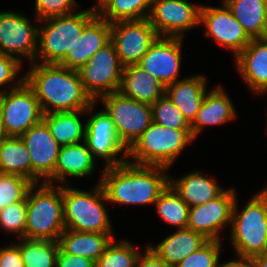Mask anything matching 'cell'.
<instances>
[{"label":"cell","mask_w":267,"mask_h":267,"mask_svg":"<svg viewBox=\"0 0 267 267\" xmlns=\"http://www.w3.org/2000/svg\"><path fill=\"white\" fill-rule=\"evenodd\" d=\"M29 70L25 81L35 92L43 114L86 110L94 103L84 90L78 70L46 63H35Z\"/></svg>","instance_id":"1"},{"label":"cell","mask_w":267,"mask_h":267,"mask_svg":"<svg viewBox=\"0 0 267 267\" xmlns=\"http://www.w3.org/2000/svg\"><path fill=\"white\" fill-rule=\"evenodd\" d=\"M161 166H142L127 162L105 167L100 184L107 201L118 204L154 203L169 185L170 177ZM166 175V176H165Z\"/></svg>","instance_id":"2"},{"label":"cell","mask_w":267,"mask_h":267,"mask_svg":"<svg viewBox=\"0 0 267 267\" xmlns=\"http://www.w3.org/2000/svg\"><path fill=\"white\" fill-rule=\"evenodd\" d=\"M36 185L33 183L26 194L25 238L58 241L65 230L62 185L56 189L43 182L34 190Z\"/></svg>","instance_id":"3"},{"label":"cell","mask_w":267,"mask_h":267,"mask_svg":"<svg viewBox=\"0 0 267 267\" xmlns=\"http://www.w3.org/2000/svg\"><path fill=\"white\" fill-rule=\"evenodd\" d=\"M96 15L97 10L94 6L76 14L70 13L41 20L46 24L38 32L39 47L35 60L40 58L41 63L59 64L80 38L84 27Z\"/></svg>","instance_id":"4"},{"label":"cell","mask_w":267,"mask_h":267,"mask_svg":"<svg viewBox=\"0 0 267 267\" xmlns=\"http://www.w3.org/2000/svg\"><path fill=\"white\" fill-rule=\"evenodd\" d=\"M193 140L191 130L170 129L152 122L127 150V157L135 159V165L169 168Z\"/></svg>","instance_id":"5"},{"label":"cell","mask_w":267,"mask_h":267,"mask_svg":"<svg viewBox=\"0 0 267 267\" xmlns=\"http://www.w3.org/2000/svg\"><path fill=\"white\" fill-rule=\"evenodd\" d=\"M235 199L231 220V237L237 255L254 257L267 254V195L261 191L242 212Z\"/></svg>","instance_id":"6"},{"label":"cell","mask_w":267,"mask_h":267,"mask_svg":"<svg viewBox=\"0 0 267 267\" xmlns=\"http://www.w3.org/2000/svg\"><path fill=\"white\" fill-rule=\"evenodd\" d=\"M65 229L79 232L112 233L103 200H107L99 183L91 192L62 186Z\"/></svg>","instance_id":"7"},{"label":"cell","mask_w":267,"mask_h":267,"mask_svg":"<svg viewBox=\"0 0 267 267\" xmlns=\"http://www.w3.org/2000/svg\"><path fill=\"white\" fill-rule=\"evenodd\" d=\"M101 101L127 150L153 122L150 104L128 98L119 91L102 96Z\"/></svg>","instance_id":"8"},{"label":"cell","mask_w":267,"mask_h":267,"mask_svg":"<svg viewBox=\"0 0 267 267\" xmlns=\"http://www.w3.org/2000/svg\"><path fill=\"white\" fill-rule=\"evenodd\" d=\"M8 93L0 94L3 125L7 136L20 137L43 119V112L33 89L25 77Z\"/></svg>","instance_id":"9"},{"label":"cell","mask_w":267,"mask_h":267,"mask_svg":"<svg viewBox=\"0 0 267 267\" xmlns=\"http://www.w3.org/2000/svg\"><path fill=\"white\" fill-rule=\"evenodd\" d=\"M123 69L115 46L110 41L78 71L85 92L97 102V98L119 91Z\"/></svg>","instance_id":"10"},{"label":"cell","mask_w":267,"mask_h":267,"mask_svg":"<svg viewBox=\"0 0 267 267\" xmlns=\"http://www.w3.org/2000/svg\"><path fill=\"white\" fill-rule=\"evenodd\" d=\"M158 37L148 18L111 24V41L124 67L138 64Z\"/></svg>","instance_id":"11"},{"label":"cell","mask_w":267,"mask_h":267,"mask_svg":"<svg viewBox=\"0 0 267 267\" xmlns=\"http://www.w3.org/2000/svg\"><path fill=\"white\" fill-rule=\"evenodd\" d=\"M20 137L31 158V183L37 184L41 177L45 179L44 182L53 184L51 182L55 181V167L61 146L51 135L46 123L41 120Z\"/></svg>","instance_id":"12"},{"label":"cell","mask_w":267,"mask_h":267,"mask_svg":"<svg viewBox=\"0 0 267 267\" xmlns=\"http://www.w3.org/2000/svg\"><path fill=\"white\" fill-rule=\"evenodd\" d=\"M201 6L185 0H153L148 20L159 37H180L199 25Z\"/></svg>","instance_id":"13"},{"label":"cell","mask_w":267,"mask_h":267,"mask_svg":"<svg viewBox=\"0 0 267 267\" xmlns=\"http://www.w3.org/2000/svg\"><path fill=\"white\" fill-rule=\"evenodd\" d=\"M39 28L19 13L0 12V54L12 56L18 60L25 56L35 63ZM16 54V55H15Z\"/></svg>","instance_id":"14"},{"label":"cell","mask_w":267,"mask_h":267,"mask_svg":"<svg viewBox=\"0 0 267 267\" xmlns=\"http://www.w3.org/2000/svg\"><path fill=\"white\" fill-rule=\"evenodd\" d=\"M206 25L205 35L233 50L236 57L251 41L242 25L224 3L222 8L201 5L200 21Z\"/></svg>","instance_id":"15"},{"label":"cell","mask_w":267,"mask_h":267,"mask_svg":"<svg viewBox=\"0 0 267 267\" xmlns=\"http://www.w3.org/2000/svg\"><path fill=\"white\" fill-rule=\"evenodd\" d=\"M235 199L232 188L225 190L214 200L191 207L187 228L203 234L209 240L221 241L218 233L224 225L231 224Z\"/></svg>","instance_id":"16"},{"label":"cell","mask_w":267,"mask_h":267,"mask_svg":"<svg viewBox=\"0 0 267 267\" xmlns=\"http://www.w3.org/2000/svg\"><path fill=\"white\" fill-rule=\"evenodd\" d=\"M92 156L105 158L106 167L117 166L127 162L116 156L124 149V156L127 157V149L121 143L112 118L106 111H99L89 117L86 122L85 140Z\"/></svg>","instance_id":"17"},{"label":"cell","mask_w":267,"mask_h":267,"mask_svg":"<svg viewBox=\"0 0 267 267\" xmlns=\"http://www.w3.org/2000/svg\"><path fill=\"white\" fill-rule=\"evenodd\" d=\"M182 40L180 37H158L138 65L165 86L179 81Z\"/></svg>","instance_id":"18"},{"label":"cell","mask_w":267,"mask_h":267,"mask_svg":"<svg viewBox=\"0 0 267 267\" xmlns=\"http://www.w3.org/2000/svg\"><path fill=\"white\" fill-rule=\"evenodd\" d=\"M111 41V24L98 14L84 27L82 35L59 63L79 70L103 46Z\"/></svg>","instance_id":"19"},{"label":"cell","mask_w":267,"mask_h":267,"mask_svg":"<svg viewBox=\"0 0 267 267\" xmlns=\"http://www.w3.org/2000/svg\"><path fill=\"white\" fill-rule=\"evenodd\" d=\"M239 73L249 87L258 93L267 91V38L251 39L235 57Z\"/></svg>","instance_id":"20"},{"label":"cell","mask_w":267,"mask_h":267,"mask_svg":"<svg viewBox=\"0 0 267 267\" xmlns=\"http://www.w3.org/2000/svg\"><path fill=\"white\" fill-rule=\"evenodd\" d=\"M119 92L146 104H154L166 92V86L138 64L125 66Z\"/></svg>","instance_id":"21"},{"label":"cell","mask_w":267,"mask_h":267,"mask_svg":"<svg viewBox=\"0 0 267 267\" xmlns=\"http://www.w3.org/2000/svg\"><path fill=\"white\" fill-rule=\"evenodd\" d=\"M202 75L181 79L166 86L165 94L191 124L206 95V81Z\"/></svg>","instance_id":"22"},{"label":"cell","mask_w":267,"mask_h":267,"mask_svg":"<svg viewBox=\"0 0 267 267\" xmlns=\"http://www.w3.org/2000/svg\"><path fill=\"white\" fill-rule=\"evenodd\" d=\"M209 239L189 228H180L156 247L149 246L169 266L175 267L184 258L200 249Z\"/></svg>","instance_id":"23"},{"label":"cell","mask_w":267,"mask_h":267,"mask_svg":"<svg viewBox=\"0 0 267 267\" xmlns=\"http://www.w3.org/2000/svg\"><path fill=\"white\" fill-rule=\"evenodd\" d=\"M232 101L219 86L206 93L196 118L191 123L192 136L195 139L205 125H218L236 118Z\"/></svg>","instance_id":"24"},{"label":"cell","mask_w":267,"mask_h":267,"mask_svg":"<svg viewBox=\"0 0 267 267\" xmlns=\"http://www.w3.org/2000/svg\"><path fill=\"white\" fill-rule=\"evenodd\" d=\"M112 233L79 232L65 229L58 243L67 254L83 256L97 261L108 244L113 240Z\"/></svg>","instance_id":"25"},{"label":"cell","mask_w":267,"mask_h":267,"mask_svg":"<svg viewBox=\"0 0 267 267\" xmlns=\"http://www.w3.org/2000/svg\"><path fill=\"white\" fill-rule=\"evenodd\" d=\"M94 102L86 110L53 112L43 114V121L46 123L51 135L60 146L80 143L85 140L86 124L84 127L79 115L87 113L94 107ZM89 112V113H88Z\"/></svg>","instance_id":"26"},{"label":"cell","mask_w":267,"mask_h":267,"mask_svg":"<svg viewBox=\"0 0 267 267\" xmlns=\"http://www.w3.org/2000/svg\"><path fill=\"white\" fill-rule=\"evenodd\" d=\"M169 184L190 208L214 200L225 191L212 178H207L199 171L189 173L175 181L170 177Z\"/></svg>","instance_id":"27"},{"label":"cell","mask_w":267,"mask_h":267,"mask_svg":"<svg viewBox=\"0 0 267 267\" xmlns=\"http://www.w3.org/2000/svg\"><path fill=\"white\" fill-rule=\"evenodd\" d=\"M251 39L267 38V0H223Z\"/></svg>","instance_id":"28"},{"label":"cell","mask_w":267,"mask_h":267,"mask_svg":"<svg viewBox=\"0 0 267 267\" xmlns=\"http://www.w3.org/2000/svg\"><path fill=\"white\" fill-rule=\"evenodd\" d=\"M61 146L56 167L55 181H64L66 176H90L93 172L95 159L86 143Z\"/></svg>","instance_id":"29"},{"label":"cell","mask_w":267,"mask_h":267,"mask_svg":"<svg viewBox=\"0 0 267 267\" xmlns=\"http://www.w3.org/2000/svg\"><path fill=\"white\" fill-rule=\"evenodd\" d=\"M0 173L20 175L31 182V158L21 137L7 136L0 142Z\"/></svg>","instance_id":"30"},{"label":"cell","mask_w":267,"mask_h":267,"mask_svg":"<svg viewBox=\"0 0 267 267\" xmlns=\"http://www.w3.org/2000/svg\"><path fill=\"white\" fill-rule=\"evenodd\" d=\"M153 0H103L96 7L97 14L110 24L118 21L148 18Z\"/></svg>","instance_id":"31"},{"label":"cell","mask_w":267,"mask_h":267,"mask_svg":"<svg viewBox=\"0 0 267 267\" xmlns=\"http://www.w3.org/2000/svg\"><path fill=\"white\" fill-rule=\"evenodd\" d=\"M23 241V242H22ZM18 244L25 267H56L58 241L23 238Z\"/></svg>","instance_id":"32"},{"label":"cell","mask_w":267,"mask_h":267,"mask_svg":"<svg viewBox=\"0 0 267 267\" xmlns=\"http://www.w3.org/2000/svg\"><path fill=\"white\" fill-rule=\"evenodd\" d=\"M161 218L176 227L187 228L190 207L169 184L154 202Z\"/></svg>","instance_id":"33"},{"label":"cell","mask_w":267,"mask_h":267,"mask_svg":"<svg viewBox=\"0 0 267 267\" xmlns=\"http://www.w3.org/2000/svg\"><path fill=\"white\" fill-rule=\"evenodd\" d=\"M108 244L95 267H136L140 253L128 241Z\"/></svg>","instance_id":"34"},{"label":"cell","mask_w":267,"mask_h":267,"mask_svg":"<svg viewBox=\"0 0 267 267\" xmlns=\"http://www.w3.org/2000/svg\"><path fill=\"white\" fill-rule=\"evenodd\" d=\"M151 107L153 122L156 124L170 129L191 130V124L166 94Z\"/></svg>","instance_id":"35"},{"label":"cell","mask_w":267,"mask_h":267,"mask_svg":"<svg viewBox=\"0 0 267 267\" xmlns=\"http://www.w3.org/2000/svg\"><path fill=\"white\" fill-rule=\"evenodd\" d=\"M32 183L20 175L0 173V210L21 201Z\"/></svg>","instance_id":"36"},{"label":"cell","mask_w":267,"mask_h":267,"mask_svg":"<svg viewBox=\"0 0 267 267\" xmlns=\"http://www.w3.org/2000/svg\"><path fill=\"white\" fill-rule=\"evenodd\" d=\"M27 205L26 196L16 203L10 204L0 210V226L7 232H14L20 236V239L25 238Z\"/></svg>","instance_id":"37"},{"label":"cell","mask_w":267,"mask_h":267,"mask_svg":"<svg viewBox=\"0 0 267 267\" xmlns=\"http://www.w3.org/2000/svg\"><path fill=\"white\" fill-rule=\"evenodd\" d=\"M221 241L209 240L175 267H218Z\"/></svg>","instance_id":"38"},{"label":"cell","mask_w":267,"mask_h":267,"mask_svg":"<svg viewBox=\"0 0 267 267\" xmlns=\"http://www.w3.org/2000/svg\"><path fill=\"white\" fill-rule=\"evenodd\" d=\"M76 6L75 0H35L36 20L73 13Z\"/></svg>","instance_id":"39"},{"label":"cell","mask_w":267,"mask_h":267,"mask_svg":"<svg viewBox=\"0 0 267 267\" xmlns=\"http://www.w3.org/2000/svg\"><path fill=\"white\" fill-rule=\"evenodd\" d=\"M21 61L12 57L0 54V86L13 82L19 72ZM3 91H0V94Z\"/></svg>","instance_id":"40"},{"label":"cell","mask_w":267,"mask_h":267,"mask_svg":"<svg viewBox=\"0 0 267 267\" xmlns=\"http://www.w3.org/2000/svg\"><path fill=\"white\" fill-rule=\"evenodd\" d=\"M96 262L83 257L72 254L65 253L61 248H59L56 267H95Z\"/></svg>","instance_id":"41"},{"label":"cell","mask_w":267,"mask_h":267,"mask_svg":"<svg viewBox=\"0 0 267 267\" xmlns=\"http://www.w3.org/2000/svg\"><path fill=\"white\" fill-rule=\"evenodd\" d=\"M0 267H25L18 245L0 249Z\"/></svg>","instance_id":"42"},{"label":"cell","mask_w":267,"mask_h":267,"mask_svg":"<svg viewBox=\"0 0 267 267\" xmlns=\"http://www.w3.org/2000/svg\"><path fill=\"white\" fill-rule=\"evenodd\" d=\"M136 267H171L164 260H161L155 252L147 246L145 255L141 254L137 260Z\"/></svg>","instance_id":"43"},{"label":"cell","mask_w":267,"mask_h":267,"mask_svg":"<svg viewBox=\"0 0 267 267\" xmlns=\"http://www.w3.org/2000/svg\"><path fill=\"white\" fill-rule=\"evenodd\" d=\"M238 256L237 260L225 262V264H218V267H252V257Z\"/></svg>","instance_id":"44"},{"label":"cell","mask_w":267,"mask_h":267,"mask_svg":"<svg viewBox=\"0 0 267 267\" xmlns=\"http://www.w3.org/2000/svg\"><path fill=\"white\" fill-rule=\"evenodd\" d=\"M252 267H267V254L252 257Z\"/></svg>","instance_id":"45"},{"label":"cell","mask_w":267,"mask_h":267,"mask_svg":"<svg viewBox=\"0 0 267 267\" xmlns=\"http://www.w3.org/2000/svg\"><path fill=\"white\" fill-rule=\"evenodd\" d=\"M6 132L3 125V115H2V106H1V100H0V142L6 138Z\"/></svg>","instance_id":"46"},{"label":"cell","mask_w":267,"mask_h":267,"mask_svg":"<svg viewBox=\"0 0 267 267\" xmlns=\"http://www.w3.org/2000/svg\"><path fill=\"white\" fill-rule=\"evenodd\" d=\"M263 192L267 195V187L263 189Z\"/></svg>","instance_id":"47"},{"label":"cell","mask_w":267,"mask_h":267,"mask_svg":"<svg viewBox=\"0 0 267 267\" xmlns=\"http://www.w3.org/2000/svg\"><path fill=\"white\" fill-rule=\"evenodd\" d=\"M103 0H98V4H97V6L102 2Z\"/></svg>","instance_id":"48"}]
</instances>
